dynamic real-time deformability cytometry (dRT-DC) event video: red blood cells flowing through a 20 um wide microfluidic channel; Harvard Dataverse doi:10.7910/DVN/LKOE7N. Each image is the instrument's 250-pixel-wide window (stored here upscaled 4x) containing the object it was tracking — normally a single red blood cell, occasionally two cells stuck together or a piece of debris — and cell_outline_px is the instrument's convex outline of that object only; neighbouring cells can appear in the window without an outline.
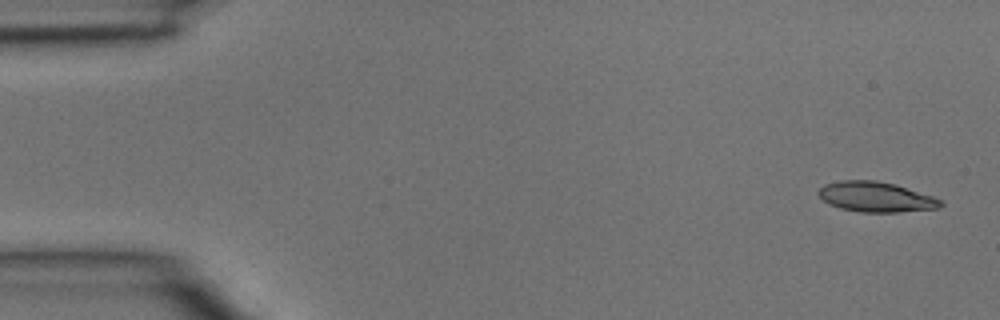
{"species": "common noctule bat (a hibernating species)", "species_latin": "Nyctalus noctula", "temperature_condition": "room temperature", "stored_images_in_passage": 5, "segment_of_instrument_passage": [1, 2], "camera_frame_rate_fps": 3000, "um_per_image_px": 0.085, "animal": {"sex": "male", "body_mass_g": 15.6}, "frame": {"image": 1, "passage_image": 1, "time_ms": 0.0, "image_size_px": [1000, 320], "cell_outline_px": [[944, 204], [940, 208], [900, 212], [860, 212], [840, 208], [828, 204], [816, 192], [824, 184], [840, 180], [876, 180], [896, 184], [944, 200]], "centroid_in_image_um": [74.47, 16.73], "position_along_channel_um": 10.5, "area_um2": 21.68}}
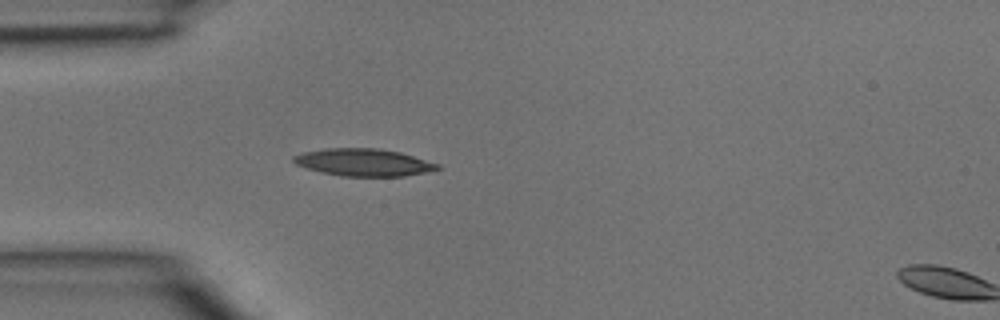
{"frame": {"image": 2, "passage_image": 4, "time_ms": 1.0, "image_size_px": [1000, 320], "cell_outline_px": [[440, 168], [424, 172], [404, 176], [340, 176], [320, 172], [296, 164], [292, 160], [292, 156], [304, 152], [324, 148], [376, 148], [400, 152], [440, 164]], "centroid_in_image_um": [30.88, 13.8], "position_along_channel_um": 54.1, "area_um2": 22.83}}